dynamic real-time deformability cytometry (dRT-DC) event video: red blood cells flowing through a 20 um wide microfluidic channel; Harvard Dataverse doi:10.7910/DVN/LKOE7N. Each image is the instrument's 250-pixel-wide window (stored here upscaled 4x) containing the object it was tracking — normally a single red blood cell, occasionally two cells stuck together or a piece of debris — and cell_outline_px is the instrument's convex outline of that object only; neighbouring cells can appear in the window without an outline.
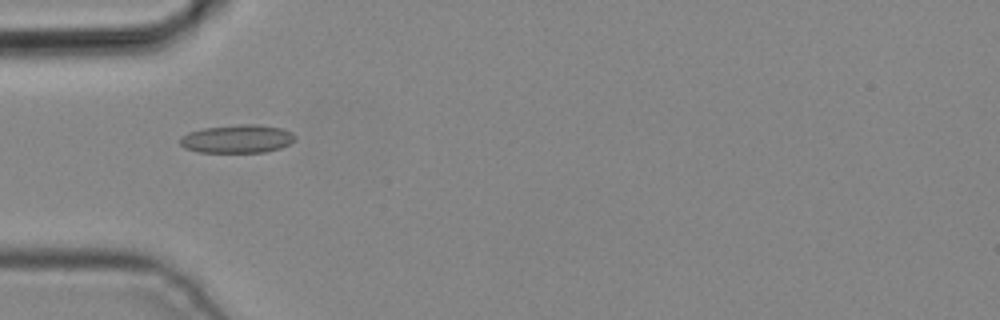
{"species": "common noctule bat (a hibernating species)", "species_latin": "Nyctalus noctula", "temperature_condition": "cold", "stored_images_in_passage": 3, "camera_frame_rate_fps": 3000, "um_per_image_px": 0.085, "animal": {"sex": "male", "body_mass_g": 19.2, "forearm_length_mm": 51.8}, "frame": {"image": 1, "passage_image": 2, "time_ms": 0.333, "image_size_px": [1000, 320], "cell_outline_px": [[296, 140], [280, 148], [264, 152], [200, 152], [184, 148], [180, 144], [180, 136], [188, 132], [204, 128], [240, 124], [260, 124], [280, 128], [292, 132], [296, 136]], "centroid_in_image_um": [20.17, 11.79], "position_along_channel_um": 64.8, "area_um2": 19.02}}
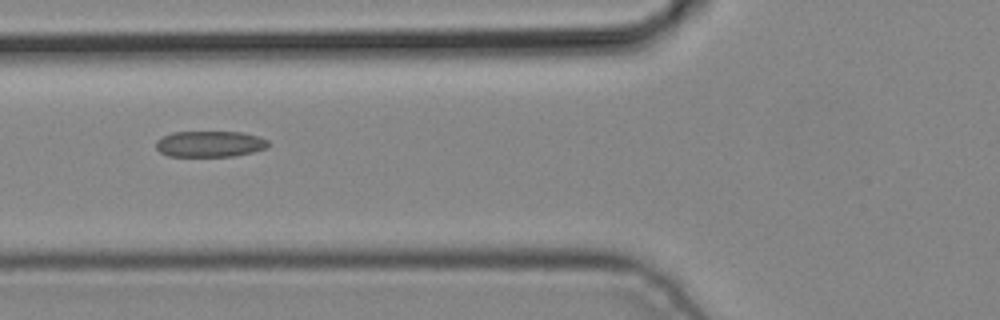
{"frame": {"image": 2, "passage_image": 3, "time_ms": 0.667, "image_size_px": [1000, 320], "cell_outline_px": [[268, 148], [236, 156], [168, 156], [160, 152], [156, 148], [156, 140], [172, 132], [244, 132], [260, 136], [268, 140]], "centroid_in_image_um": [17.86, 12.23], "position_along_channel_um": 107.9, "area_um2": 17.17}}